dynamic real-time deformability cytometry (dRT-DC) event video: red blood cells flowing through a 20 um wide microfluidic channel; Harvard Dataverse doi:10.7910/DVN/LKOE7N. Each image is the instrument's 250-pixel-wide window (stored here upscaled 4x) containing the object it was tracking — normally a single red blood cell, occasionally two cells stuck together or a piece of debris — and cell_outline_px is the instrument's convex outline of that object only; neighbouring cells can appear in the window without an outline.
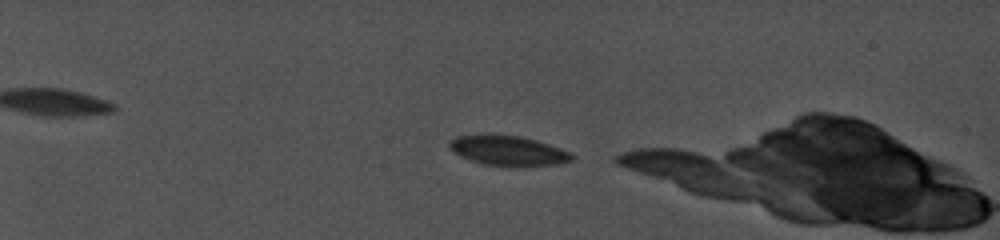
{"species": "common noctule bat (a hibernating species)", "species_latin": "Nyctalus noctula", "temperature_condition": "cold", "stored_images_in_passage": 53, "camera_frame_rate_fps": 5000, "um_per_image_px": 0.085, "animal": {"sex": "female", "body_mass_g": 19.0, "forearm_length_mm": 56.7}, "frame": {"image": 1, "passage_image": 6, "time_ms": 1.6, "image_size_px": [1000, 240], "cell_outline_px": [[572, 160], [552, 164], [484, 164], [460, 156], [448, 144], [452, 140], [460, 136], [516, 136], [532, 140], [568, 152], [572, 156]], "centroid_in_image_um": [43.13, 12.8], "position_along_channel_um": 41.9, "area_um2": 19.25}}
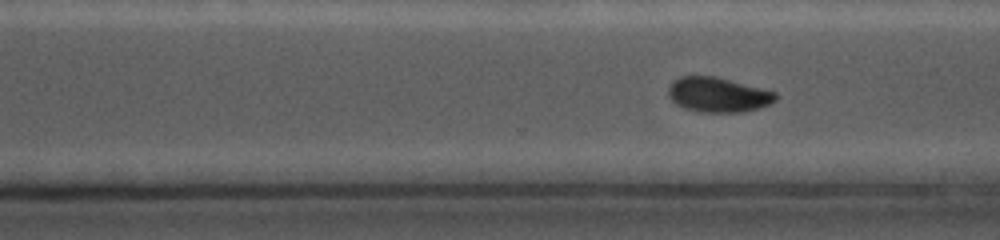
{"frame": {"image": 2, "passage_image": 43, "time_ms": 11.4, "image_size_px": [1000, 240], "cell_outline_px": [[776, 100], [760, 108], [744, 112], [700, 112], [684, 108], [676, 104], [668, 96], [668, 88], [680, 76], [716, 76], [776, 92]], "centroid_in_image_um": [61.03, 8.06], "position_along_channel_um": 309.6, "area_um2": 21.68}}
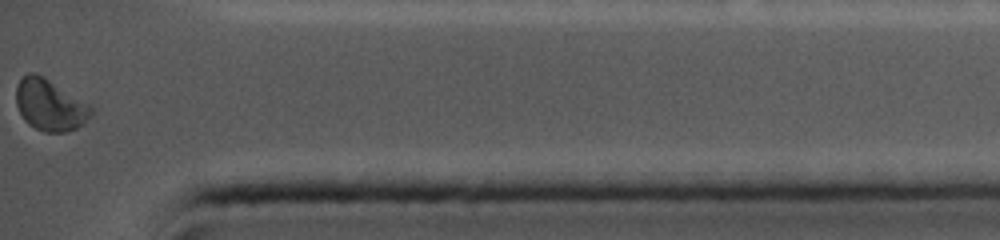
{"frame": {"image": 3, "passage_image": 53, "time_ms": 14.6, "image_size_px": [1000, 240], "cell_outline_px": [[92, 112], [84, 124], [76, 128], [64, 132], [44, 132], [28, 124], [24, 120], [16, 104], [16, 88], [20, 80], [28, 72], [36, 72], [44, 76], [92, 108]], "centroid_in_image_um": [4.19, 8.93], "position_along_channel_um": 431.0, "area_um2": 22.08}, "authors_computed_cell_mechanics": {"area_um2": 21.4438, "velocity_mm_per_s": 3.8846, "shape_relaxation_time_tau1_ms": 3.3283, "shape_relaxation_time_tau2_ms": null, "deformation_change_tau1": 0.0788, "deformation_change_tau2": null}}